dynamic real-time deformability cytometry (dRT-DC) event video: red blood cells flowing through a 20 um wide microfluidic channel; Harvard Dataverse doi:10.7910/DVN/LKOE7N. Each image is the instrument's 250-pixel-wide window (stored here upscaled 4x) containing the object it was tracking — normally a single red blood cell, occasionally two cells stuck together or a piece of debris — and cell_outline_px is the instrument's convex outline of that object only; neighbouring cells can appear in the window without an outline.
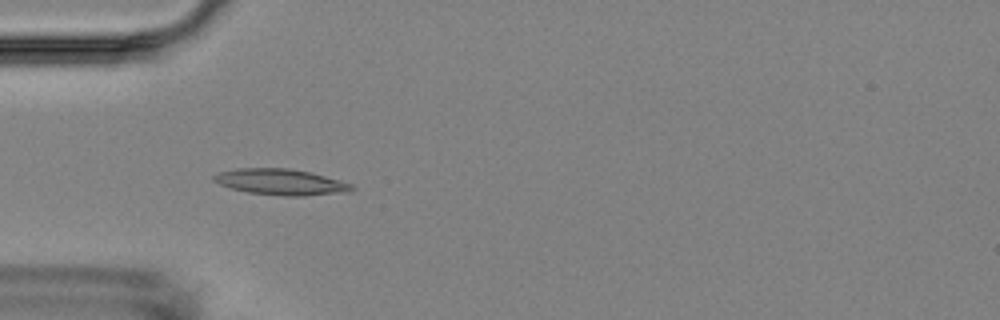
{"species": "Egyptian fruit bat (a non-hibernating species)", "species_latin": "Rousettus aegyptiacus", "temperature_condition": "room temperature", "stored_images_in_passage": 5, "camera_frame_rate_fps": 3000, "um_per_image_px": 0.085, "animal": {"sex": "female"}, "frame": {"image": 1, "passage_image": 2, "time_ms": 1.0, "image_size_px": [1000, 320], "cell_outline_px": [[356, 188], [352, 192], [304, 196], [284, 196], [248, 192], [232, 188], [220, 184], [212, 180], [212, 176], [220, 172], [236, 168], [288, 168], [308, 172], [340, 180], [352, 184]], "centroid_in_image_um": [23.91, 15.47], "position_along_channel_um": 61.1, "area_um2": 20.92}}
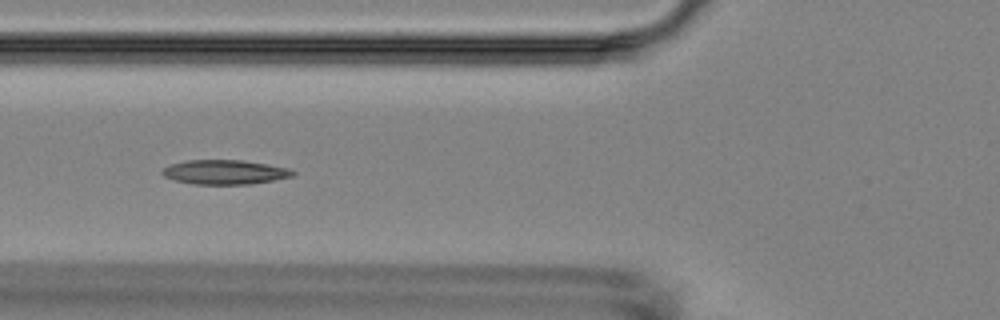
{"frame": {"image": 2, "passage_image": 3, "time_ms": 2.333, "image_size_px": [1000, 320], "cell_outline_px": [[296, 176], [252, 184], [192, 184], [176, 180], [164, 176], [160, 172], [164, 168], [172, 164], [184, 160], [244, 160], [268, 164], [288, 168], [296, 172]], "centroid_in_image_um": [19.15, 14.63], "position_along_channel_um": 106.7, "area_um2": 18.67}}
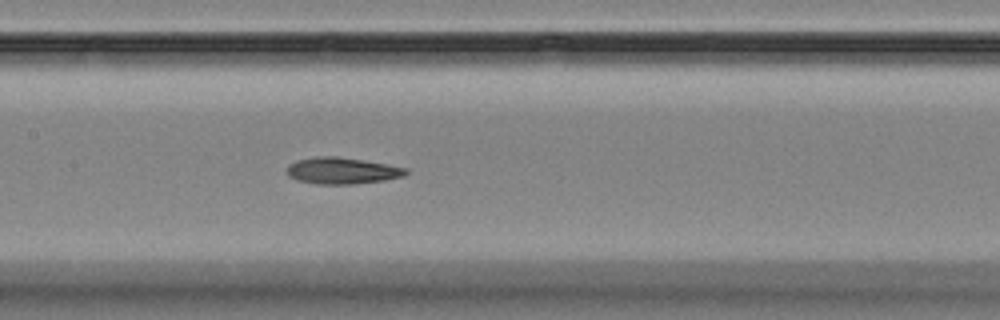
{"frame": {"image": 3, "passage_image": 5, "time_ms": 4.333, "image_size_px": [1000, 320], "cell_outline_px": [[408, 172], [404, 176], [384, 180], [356, 184], [316, 184], [296, 180], [288, 176], [288, 164], [296, 160], [316, 156], [336, 156], [364, 160], [388, 164], [408, 168]], "centroid_in_image_um": [29.08, 14.51], "position_along_channel_um": 178.3, "area_um2": 18.55}}